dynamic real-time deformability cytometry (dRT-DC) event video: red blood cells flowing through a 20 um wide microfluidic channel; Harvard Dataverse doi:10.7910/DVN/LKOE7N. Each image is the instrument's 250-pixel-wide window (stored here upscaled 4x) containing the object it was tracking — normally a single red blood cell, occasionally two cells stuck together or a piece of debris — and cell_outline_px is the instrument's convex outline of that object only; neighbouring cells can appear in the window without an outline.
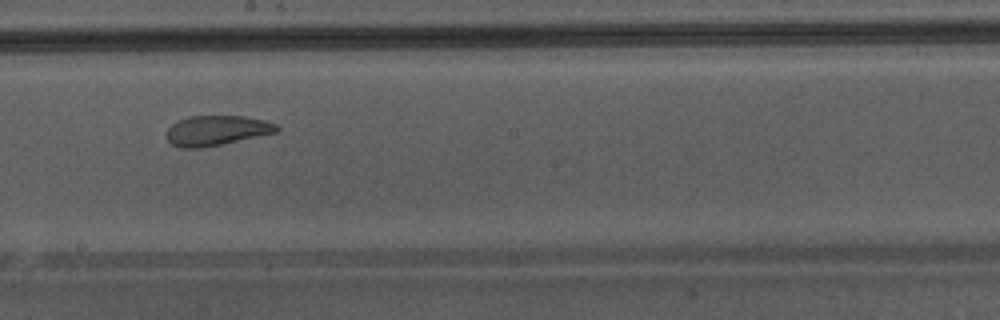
{"species": "Egyptian fruit bat (a non-hibernating species)", "species_latin": "Rousettus aegyptiacus", "temperature_condition": "warm", "stored_images_in_passage": 36, "camera_frame_rate_fps": 3000, "um_per_image_px": 0.085, "animal": {"sex": "male"}, "frame": {"image": 1, "passage_image": 16, "time_ms": 5.0, "image_size_px": [1000, 320], "cell_outline_px": [[280, 128], [276, 132], [220, 144], [200, 148], [180, 148], [172, 144], [168, 140], [168, 128], [176, 120], [188, 116], [244, 116], [264, 120], [276, 124]], "centroid_in_image_um": [18.38, 11.08], "position_along_channel_um": 229.8, "area_um2": 19.02}, "authors_computed_cell_mechanics": {"area_um2": 22.0218, "velocity_mm_per_s": 4.3398, "shape_relaxation_time_tau1_ms": null, "shape_relaxation_time_tau2_ms": 0.9381, "deformation_change_tau1": null, "deformation_change_tau2": 0.0797}}